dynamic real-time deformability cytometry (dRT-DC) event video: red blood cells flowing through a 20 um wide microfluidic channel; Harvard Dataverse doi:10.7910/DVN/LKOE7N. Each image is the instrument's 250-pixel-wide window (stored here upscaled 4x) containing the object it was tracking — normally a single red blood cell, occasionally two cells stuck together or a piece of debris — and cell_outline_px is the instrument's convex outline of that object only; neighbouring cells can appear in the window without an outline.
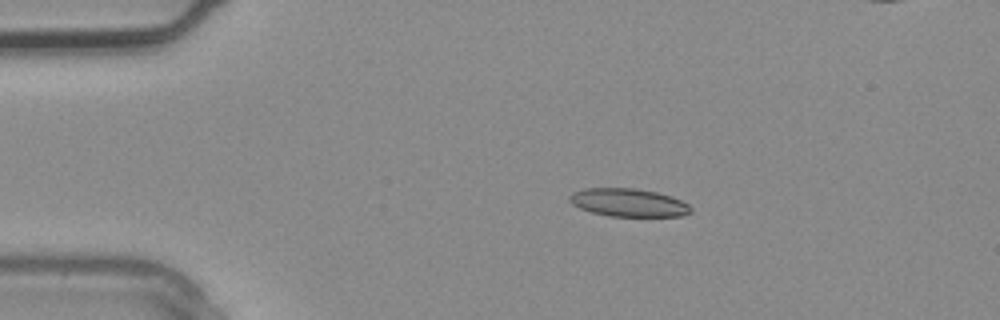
{"species": "common noctule bat (a hibernating species)", "species_latin": "Nyctalus noctula", "temperature_condition": "warm", "stored_images_in_passage": 3, "camera_frame_rate_fps": 3000, "um_per_image_px": 0.085, "animal": {"sex": "male", "body_mass_g": 20.4}, "frame": {"image": 1, "passage_image": 2, "time_ms": 0.333, "image_size_px": [1000, 320], "cell_outline_px": [[692, 212], [684, 216], [608, 216], [592, 212], [580, 208], [572, 204], [568, 200], [568, 196], [572, 192], [584, 188], [632, 188], [656, 192], [672, 196], [688, 204], [692, 208]], "centroid_in_image_um": [53.41, 17.22], "position_along_channel_um": 31.6, "area_um2": 19.94}}